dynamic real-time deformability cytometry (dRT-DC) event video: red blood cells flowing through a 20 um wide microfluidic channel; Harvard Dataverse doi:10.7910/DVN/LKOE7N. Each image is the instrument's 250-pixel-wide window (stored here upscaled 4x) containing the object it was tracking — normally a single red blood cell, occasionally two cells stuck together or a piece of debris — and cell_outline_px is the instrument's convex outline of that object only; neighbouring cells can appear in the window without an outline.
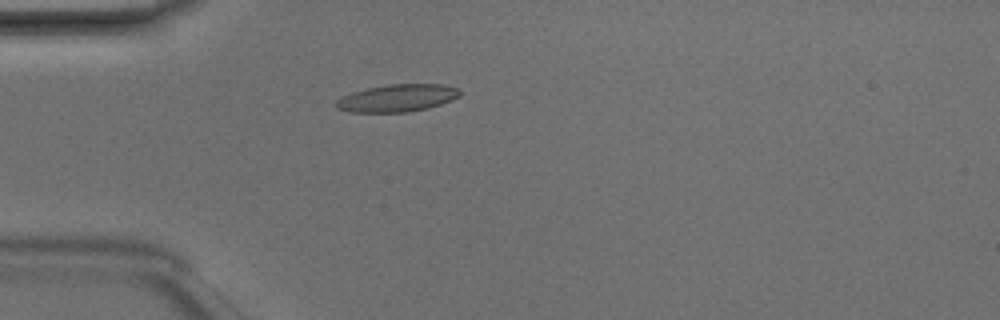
{"species": "Egyptian fruit bat (a non-hibernating species)", "species_latin": "Rousettus aegyptiacus", "temperature_condition": "room temperature", "stored_images_in_passage": 1, "camera_frame_rate_fps": 3000, "um_per_image_px": 0.085, "animal": {"sex": "male"}, "frame": {"image": 1, "passage_image": 1, "time_ms": 0.0, "image_size_px": [1000, 320], "cell_outline_px": [[460, 96], [452, 100], [428, 108], [408, 112], [348, 112], [336, 108], [332, 104], [336, 100], [352, 92], [368, 88], [388, 84], [444, 84], [460, 88]], "centroid_in_image_um": [33.76, 8.33], "position_along_channel_um": 51.2, "area_um2": 19.94}}